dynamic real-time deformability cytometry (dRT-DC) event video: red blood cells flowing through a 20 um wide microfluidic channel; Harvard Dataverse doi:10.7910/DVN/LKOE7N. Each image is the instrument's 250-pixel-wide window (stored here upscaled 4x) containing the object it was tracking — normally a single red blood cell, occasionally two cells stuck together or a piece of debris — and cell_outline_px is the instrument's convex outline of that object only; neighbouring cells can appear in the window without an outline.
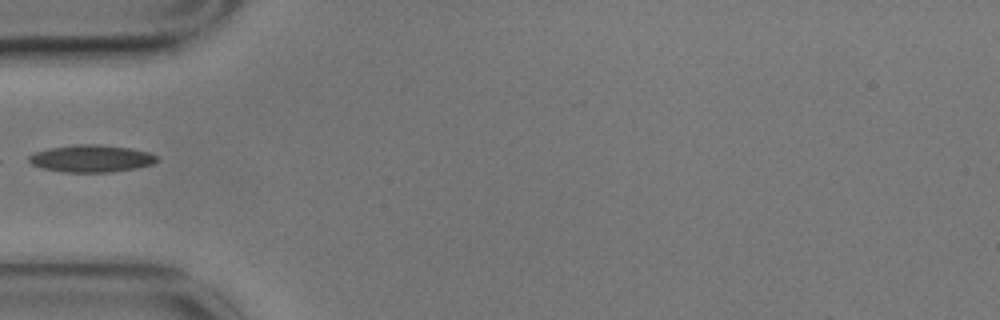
{"species": "common noctule bat (a hibernating species)", "species_latin": "Nyctalus noctula", "temperature_condition": "cold", "stored_images_in_passage": 5, "camera_frame_rate_fps": 3000, "um_per_image_px": 0.085, "animal": {"sex": "male", "body_mass_g": 17.9}, "frame": {"image": 1, "passage_image": 3, "time_ms": 0.667, "image_size_px": [1000, 320], "cell_outline_px": [[160, 160], [152, 164], [136, 168], [108, 172], [64, 172], [40, 168], [32, 164], [28, 160], [28, 156], [36, 152], [48, 148], [72, 144], [100, 144], [132, 148], [148, 152], [156, 156]], "centroid_in_image_um": [7.75, 13.46], "position_along_channel_um": 77.3, "area_um2": 20.46}}